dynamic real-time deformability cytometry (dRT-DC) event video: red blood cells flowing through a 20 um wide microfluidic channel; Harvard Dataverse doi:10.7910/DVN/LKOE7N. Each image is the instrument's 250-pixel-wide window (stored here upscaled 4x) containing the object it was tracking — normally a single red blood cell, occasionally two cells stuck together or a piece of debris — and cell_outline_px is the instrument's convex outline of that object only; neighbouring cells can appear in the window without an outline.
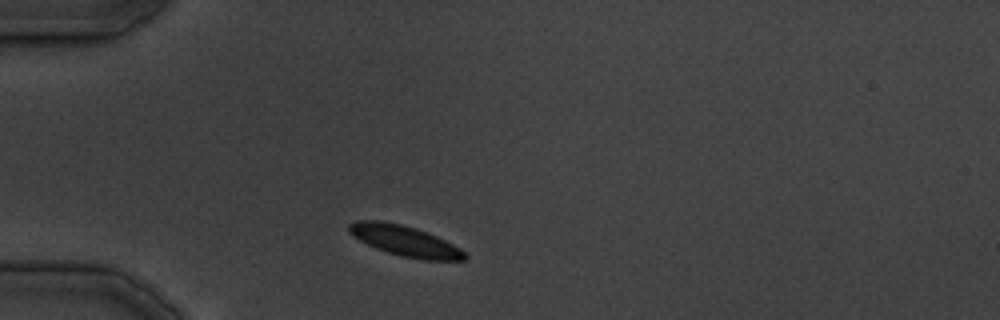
{"species": "common noctule bat (a hibernating species)", "species_latin": "Nyctalus noctula", "temperature_condition": "cold", "stored_images_in_passage": 17, "camera_frame_rate_fps": 3000, "um_per_image_px": 0.085, "animal": {"sex": "male", "body_mass_g": 19.5, "forearm_length_mm": 54.6}, "frame": {"image": 1, "passage_image": 1, "time_ms": 0.0, "image_size_px": [1000, 320], "cell_outline_px": [[468, 256], [464, 260], [424, 260], [404, 256], [388, 252], [376, 248], [352, 236], [348, 232], [348, 224], [356, 220], [380, 220], [400, 224], [416, 228], [436, 236], [460, 248]], "centroid_in_image_um": [34.39, 20.46], "position_along_channel_um": 50.6, "area_um2": 20.4}}